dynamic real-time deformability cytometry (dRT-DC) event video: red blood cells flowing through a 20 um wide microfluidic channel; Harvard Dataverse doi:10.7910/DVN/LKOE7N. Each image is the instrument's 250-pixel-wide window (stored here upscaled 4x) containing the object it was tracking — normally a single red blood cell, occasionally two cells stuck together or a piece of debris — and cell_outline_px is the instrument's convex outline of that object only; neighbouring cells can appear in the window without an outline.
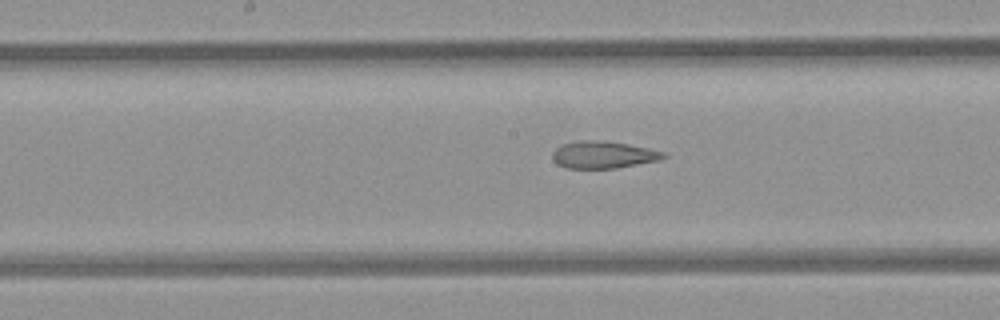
{"species": "common noctule bat (a hibernating species)", "species_latin": "Nyctalus noctula", "temperature_condition": "room temperature", "stored_images_in_passage": 28, "camera_frame_rate_fps": 3000, "um_per_image_px": 0.085, "animal": {"sex": "female", "body_mass_g": 21.9}, "frame": {"image": 1, "passage_image": 13, "time_ms": 4.0, "image_size_px": [1000, 320], "cell_outline_px": [[668, 156], [660, 160], [616, 168], [568, 168], [556, 164], [552, 160], [552, 152], [556, 148], [564, 144], [580, 140], [596, 140], [628, 144], [648, 148], [664, 152]], "centroid_in_image_um": [51.27, 13.16], "position_along_channel_um": 196.9, "area_um2": 17.51}}
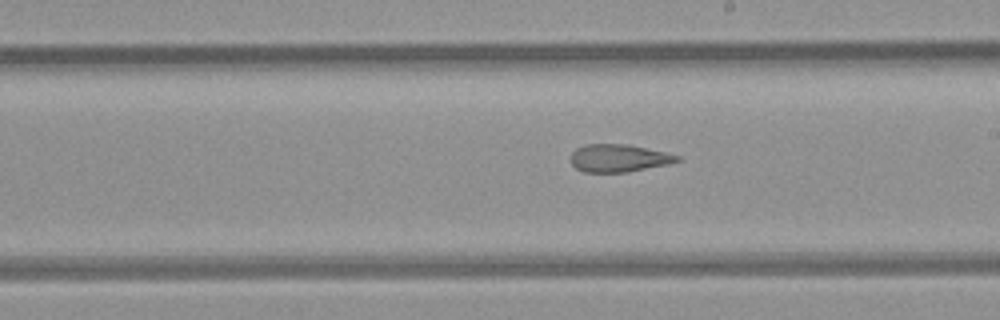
{"frame": {"image": 2, "passage_image": 16, "time_ms": 5.0, "image_size_px": [1000, 320], "cell_outline_px": [[680, 160], [668, 164], [628, 172], [584, 172], [576, 168], [568, 160], [572, 152], [576, 148], [584, 144], [628, 144], [664, 152], [680, 156]], "centroid_in_image_um": [52.54, 13.44], "position_along_channel_um": 236.5, "area_um2": 17.22}}
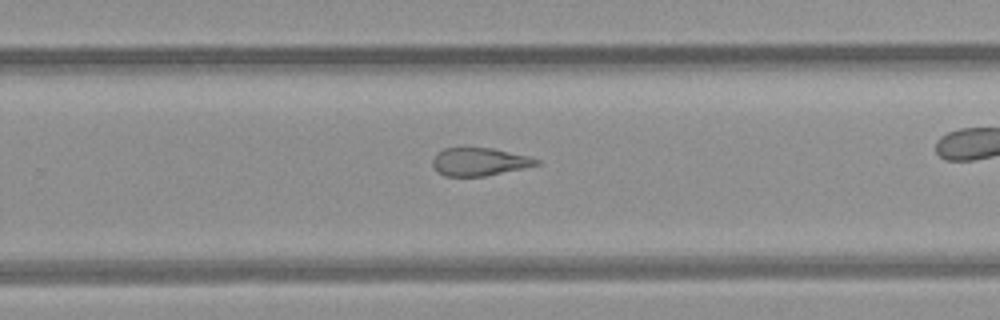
{"frame": {"image": 3, "passage_image": 20, "time_ms": 6.333, "image_size_px": [1000, 320], "cell_outline_px": [[540, 164], [524, 168], [484, 176], [444, 176], [436, 172], [432, 164], [432, 160], [444, 148], [460, 144], [492, 148], [528, 156], [540, 160]], "centroid_in_image_um": [40.7, 13.71], "position_along_channel_um": 289.1, "area_um2": 17.46}}